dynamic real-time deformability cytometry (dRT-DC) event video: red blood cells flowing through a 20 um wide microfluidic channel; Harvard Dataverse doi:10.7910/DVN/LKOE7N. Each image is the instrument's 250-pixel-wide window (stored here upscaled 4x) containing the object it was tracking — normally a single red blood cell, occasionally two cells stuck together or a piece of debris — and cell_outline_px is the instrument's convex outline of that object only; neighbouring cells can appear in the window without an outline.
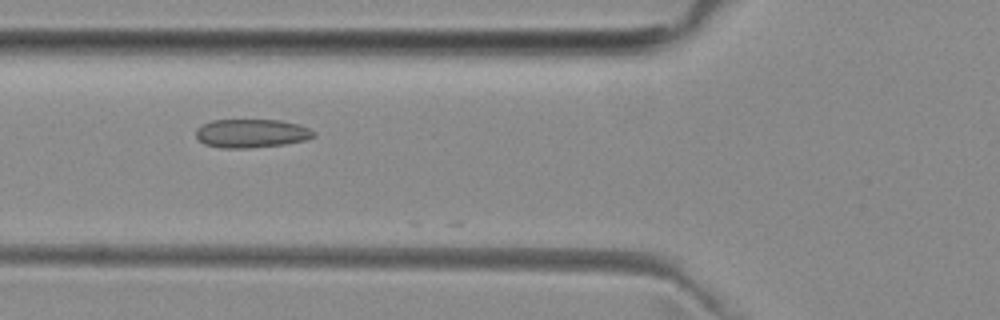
{"species": "common noctule bat (a hibernating species)", "species_latin": "Nyctalus noctula", "temperature_condition": "room temperature", "stored_images_in_passage": 4, "camera_frame_rate_fps": 3000, "um_per_image_px": 0.085, "animal": {"sex": "female", "body_mass_g": 29.2, "forearm_length_mm": 56.3}, "frame": {"image": 1, "passage_image": 2, "time_ms": 1.0, "image_size_px": [1000, 320], "cell_outline_px": [[316, 136], [304, 140], [284, 144], [248, 148], [224, 148], [204, 144], [196, 136], [196, 128], [212, 120], [280, 120], [300, 124], [316, 132]], "centroid_in_image_um": [21.39, 11.33], "position_along_channel_um": 104.4, "area_um2": 19.59}}
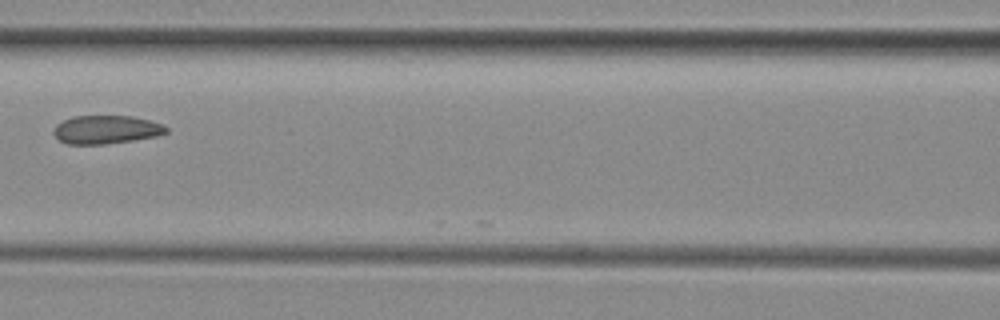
{"frame": {"image": 2, "passage_image": 3, "time_ms": 2.333, "image_size_px": [1000, 320], "cell_outline_px": [[168, 132], [156, 136], [132, 140], [104, 144], [68, 144], [60, 140], [52, 132], [56, 124], [72, 116], [132, 116], [164, 124], [168, 128]], "centroid_in_image_um": [9.03, 11.01], "position_along_channel_um": 157.6, "area_um2": 18.55}}
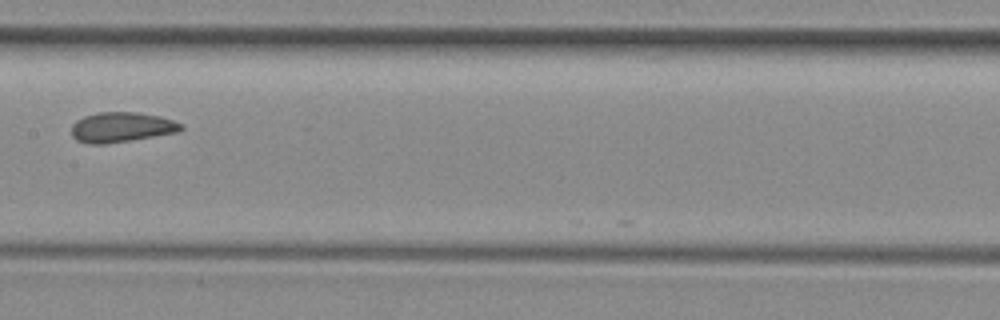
{"frame": {"image": 3, "passage_image": 4, "time_ms": 3.333, "image_size_px": [1000, 320], "cell_outline_px": [[184, 128], [176, 132], [104, 144], [88, 144], [76, 140], [72, 136], [72, 124], [76, 120], [84, 116], [100, 112], [136, 112], [160, 116], [184, 124]], "centroid_in_image_um": [10.3, 10.8], "position_along_channel_um": 197.1, "area_um2": 19.02}}